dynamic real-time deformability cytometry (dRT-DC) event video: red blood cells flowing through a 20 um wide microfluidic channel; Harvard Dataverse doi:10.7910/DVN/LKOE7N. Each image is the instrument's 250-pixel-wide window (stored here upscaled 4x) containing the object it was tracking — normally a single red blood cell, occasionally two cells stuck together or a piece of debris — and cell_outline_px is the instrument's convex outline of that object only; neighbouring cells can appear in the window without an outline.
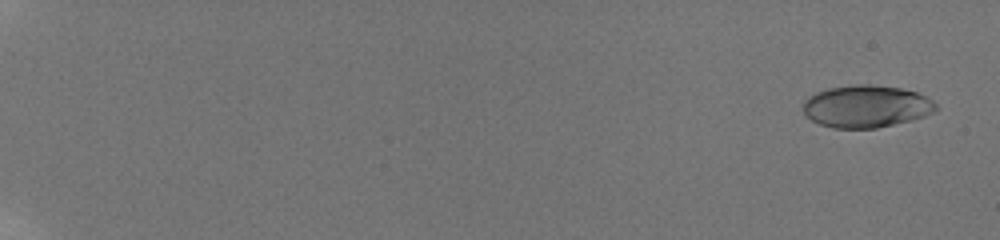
{"species": "human", "species_latin": "Homo sapiens", "temperature_condition": "room temperature", "stored_images_in_passage": 59, "camera_frame_rate_fps": 3000, "um_per_image_px": 0.085, "donor": {"sex": "male"}, "frame": {"image": 1, "passage_image": 3, "time_ms": 0.667, "image_size_px": [1000, 240], "cell_outline_px": [[936, 112], [924, 116], [876, 128], [832, 128], [820, 124], [804, 116], [804, 100], [808, 96], [816, 92], [828, 88], [852, 84], [872, 84], [900, 88], [916, 92], [932, 100], [936, 104]], "centroid_in_image_um": [73.59, 9.03], "position_along_channel_um": 11.4, "area_um2": 32.71}}
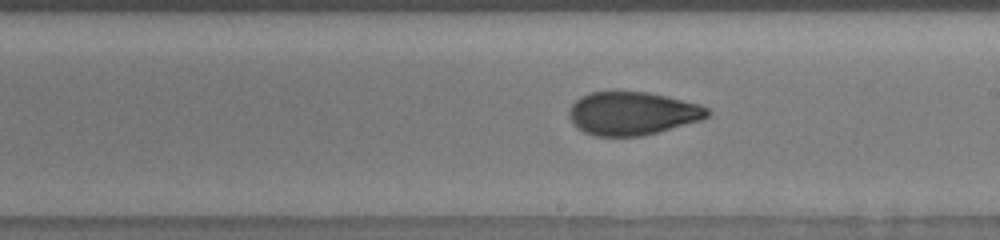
{"frame": {"image": 2, "passage_image": 39, "time_ms": 12.667, "image_size_px": [1000, 240], "cell_outline_px": [[712, 112], [708, 116], [700, 120], [656, 132], [640, 136], [596, 136], [584, 132], [576, 128], [572, 124], [568, 116], [568, 112], [572, 104], [580, 96], [592, 92], [648, 92], [668, 96], [700, 104], [708, 108]], "centroid_in_image_um": [53.73, 9.63], "position_along_channel_um": 235.3, "area_um2": 34.85}}
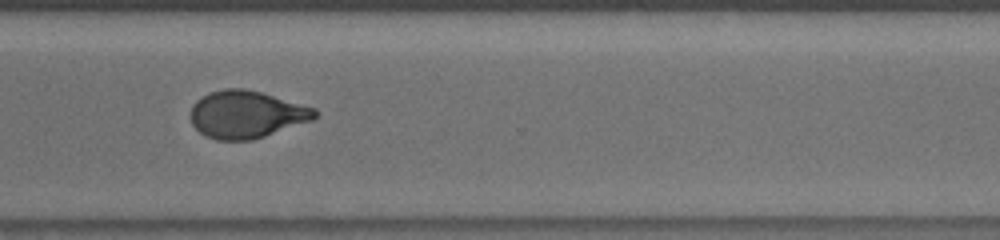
{"frame": {"image": 3, "passage_image": 48, "time_ms": 15.667, "image_size_px": [1000, 240], "cell_outline_px": [[320, 112], [312, 120], [252, 140], [216, 140], [204, 136], [192, 124], [192, 104], [200, 96], [208, 92], [224, 88], [244, 88], [260, 92], [316, 108]], "centroid_in_image_um": [20.93, 9.72], "position_along_channel_um": 349.7, "area_um2": 34.33}, "authors_computed_cell_mechanics": {"area_um2": 34.1598, "velocity_mm_per_s": 3.8224, "shape_relaxation_time_tau1_ms": 7.0771, "shape_relaxation_time_tau2_ms": 1.272, "deformation_change_tau1": 0.2404, "deformation_change_tau2": 0.0724}}